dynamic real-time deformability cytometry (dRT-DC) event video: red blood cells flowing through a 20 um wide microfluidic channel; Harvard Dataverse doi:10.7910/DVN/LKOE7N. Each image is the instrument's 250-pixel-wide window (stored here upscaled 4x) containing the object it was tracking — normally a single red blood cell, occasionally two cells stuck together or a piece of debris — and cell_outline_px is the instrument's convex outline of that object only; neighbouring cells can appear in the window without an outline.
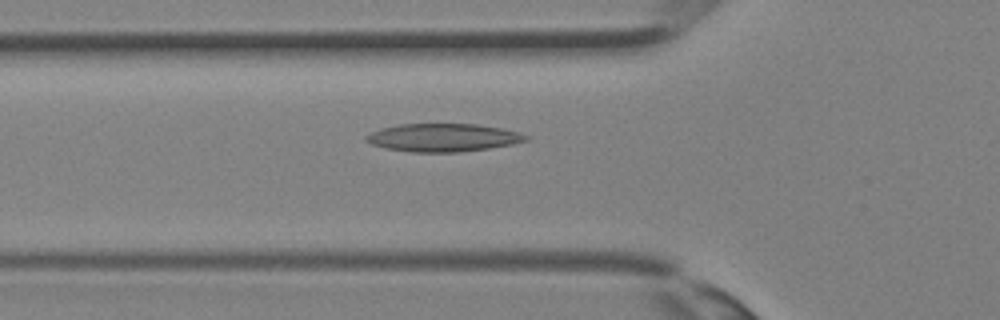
{"species": "Egyptian fruit bat (a non-hibernating species)", "species_latin": "Rousettus aegyptiacus", "temperature_condition": "room temperature", "stored_images_in_passage": 27, "camera_frame_rate_fps": 3000, "um_per_image_px": 0.085, "animal": {"sex": "female"}, "frame": {"image": 1, "passage_image": 4, "time_ms": 1.0, "image_size_px": [1000, 320], "cell_outline_px": [[528, 140], [512, 144], [488, 148], [460, 152], [408, 152], [384, 148], [372, 144], [364, 140], [364, 136], [380, 128], [400, 124], [476, 124], [500, 128], [520, 132], [528, 136]], "centroid_in_image_um": [37.62, 11.7], "position_along_channel_um": 88.2, "area_um2": 26.13}}
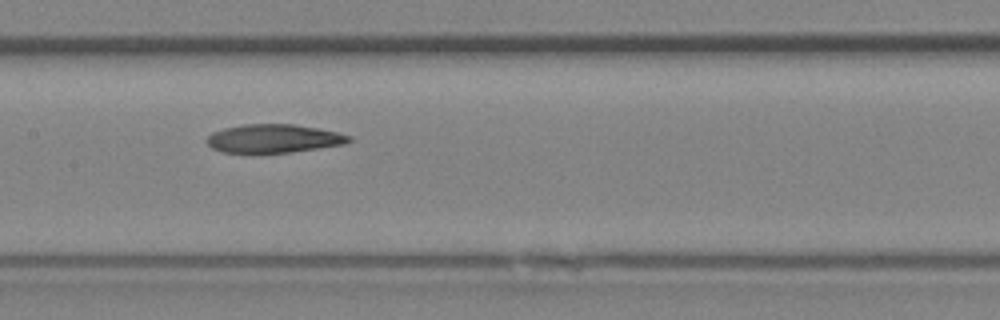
{"frame": {"image": 2, "passage_image": 9, "time_ms": 2.667, "image_size_px": [1000, 320], "cell_outline_px": [[352, 140], [344, 144], [320, 148], [292, 152], [220, 152], [212, 148], [204, 140], [212, 132], [224, 128], [244, 124], [296, 124], [336, 132], [352, 136]], "centroid_in_image_um": [23.25, 11.77], "position_along_channel_um": 184.2, "area_um2": 23.52}}
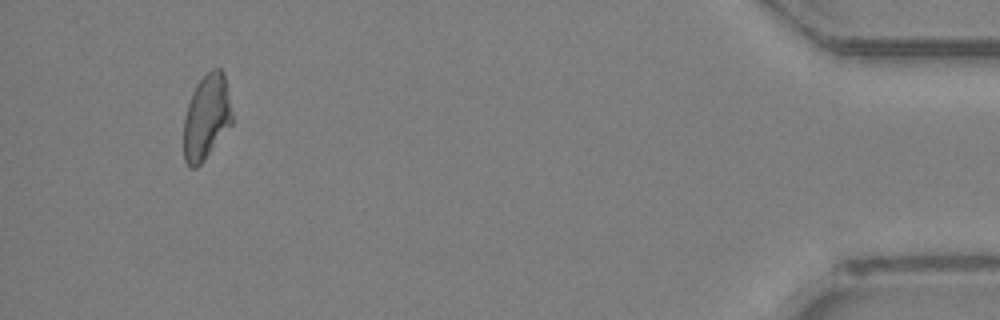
{"frame": {"image": 3, "passage_image": 25, "time_ms": 8.0, "image_size_px": [1000, 320], "cell_outline_px": [[232, 124], [204, 160], [196, 168], [188, 168], [184, 160], [184, 116], [192, 92], [196, 84], [212, 68], [220, 68], [224, 72], [232, 112]], "centroid_in_image_um": [17.54, 9.96], "position_along_channel_um": 417.7, "area_um2": 24.04}}